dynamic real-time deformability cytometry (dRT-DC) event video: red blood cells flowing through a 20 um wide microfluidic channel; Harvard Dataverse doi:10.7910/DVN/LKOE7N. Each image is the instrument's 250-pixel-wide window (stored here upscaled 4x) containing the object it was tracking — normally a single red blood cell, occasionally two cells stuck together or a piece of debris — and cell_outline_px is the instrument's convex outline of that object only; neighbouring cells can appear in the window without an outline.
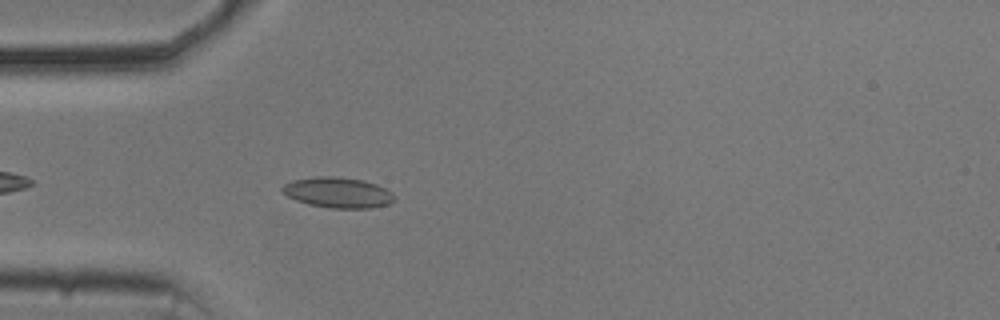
{"species": "common noctule bat (a hibernating species)", "species_latin": "Nyctalus noctula", "temperature_condition": "cold", "stored_images_in_passage": 39, "camera_frame_rate_fps": 3000, "um_per_image_px": 0.085, "animal": {"sex": "male", "body_mass_g": 20.5, "forearm_length_mm": 52.5}, "frame": {"image": 1, "passage_image": 5, "time_ms": 1.333, "image_size_px": [1000, 320], "cell_outline_px": [[396, 200], [388, 204], [372, 208], [332, 208], [308, 204], [296, 200], [288, 196], [280, 188], [284, 184], [292, 180], [316, 176], [336, 176], [364, 180], [376, 184], [392, 192], [396, 196]], "centroid_in_image_um": [28.74, 16.36], "position_along_channel_um": 56.3, "area_um2": 20.06}}
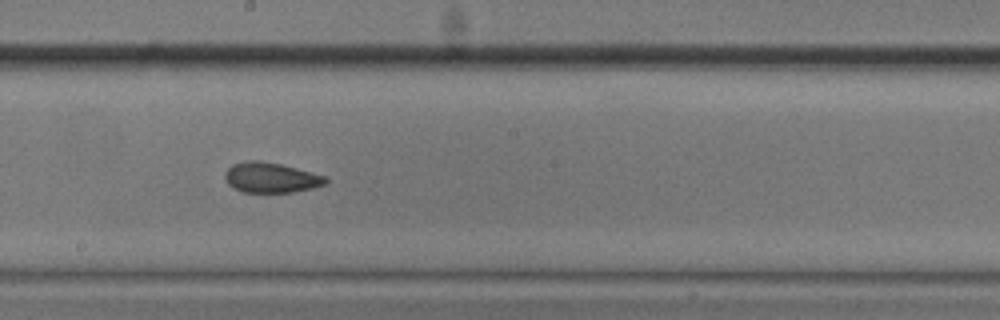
{"frame": {"image": 2, "passage_image": 19, "time_ms": 6.0, "image_size_px": [1000, 320], "cell_outline_px": [[328, 184], [312, 188], [292, 192], [244, 192], [228, 184], [224, 176], [224, 172], [232, 164], [248, 160], [260, 160], [280, 164], [296, 168], [324, 176], [328, 180]], "centroid_in_image_um": [23.02, 15.09], "position_along_channel_um": 225.2, "area_um2": 17.63}}
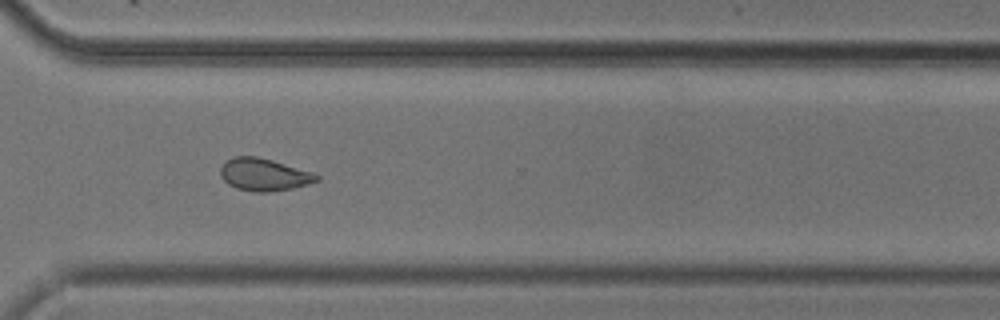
{"frame": {"image": 3, "passage_image": 29, "time_ms": 9.333, "image_size_px": [1000, 320], "cell_outline_px": [[320, 180], [308, 184], [292, 188], [268, 192], [256, 192], [236, 188], [228, 184], [220, 176], [220, 168], [232, 156], [256, 156], [272, 160], [312, 172], [320, 176]], "centroid_in_image_um": [22.43, 14.84], "position_along_channel_um": 348.2, "area_um2": 18.09}, "authors_computed_cell_mechanics": {"area_um2": 18.207, "velocity_mm_per_s": 3.7052, "shape_relaxation_time_tau1_ms": null, "shape_relaxation_time_tau2_ms": 2.4597, "deformation_change_tau1": null, "deformation_change_tau2": 0.0637}}